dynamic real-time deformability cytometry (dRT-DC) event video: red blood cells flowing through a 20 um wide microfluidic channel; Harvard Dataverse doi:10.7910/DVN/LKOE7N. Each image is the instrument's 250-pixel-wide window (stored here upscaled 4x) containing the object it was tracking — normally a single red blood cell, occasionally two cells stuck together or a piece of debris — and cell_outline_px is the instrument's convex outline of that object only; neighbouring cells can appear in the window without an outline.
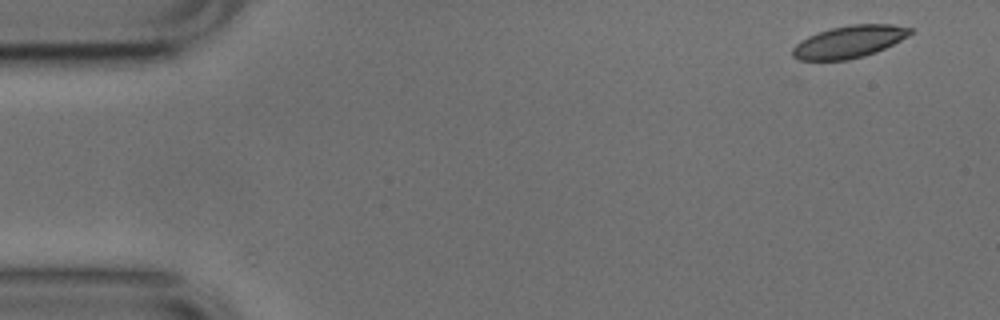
{"species": "common noctule bat (a hibernating species)", "species_latin": "Nyctalus noctula", "temperature_condition": "cold", "stored_images_in_passage": 51, "camera_frame_rate_fps": 3000, "um_per_image_px": 0.085, "animal": {"sex": "male", "body_mass_g": 17.9, "forearm_length_mm": 54.2}, "frame": {"image": 1, "passage_image": 1, "time_ms": 0.0, "image_size_px": [1000, 320], "cell_outline_px": [[912, 32], [908, 36], [876, 52], [864, 56], [848, 60], [800, 60], [792, 56], [792, 48], [800, 40], [808, 36], [832, 28], [852, 24], [892, 24], [912, 28]], "centroid_in_image_um": [72.16, 3.55], "position_along_channel_um": 12.8, "area_um2": 21.96}}
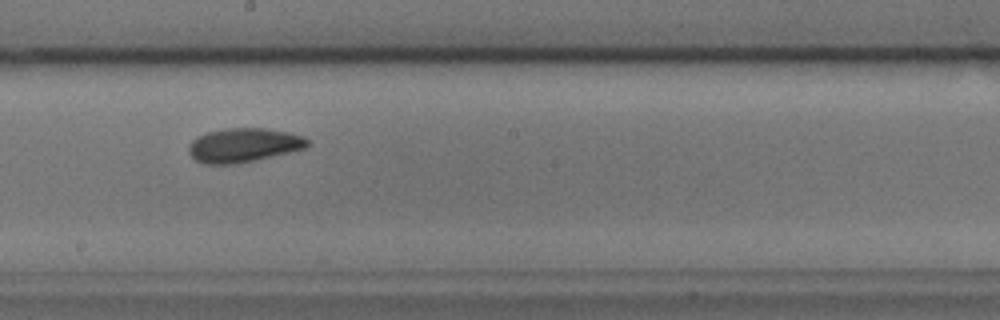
{"frame": {"image": 2, "passage_image": 27, "time_ms": 8.667, "image_size_px": [1000, 320], "cell_outline_px": [[312, 144], [308, 148], [256, 160], [236, 164], [204, 164], [196, 160], [188, 152], [188, 144], [196, 136], [208, 132], [228, 128], [264, 128], [288, 132], [304, 136]], "centroid_in_image_um": [20.73, 12.34], "position_along_channel_um": 227.5, "area_um2": 23.87}}
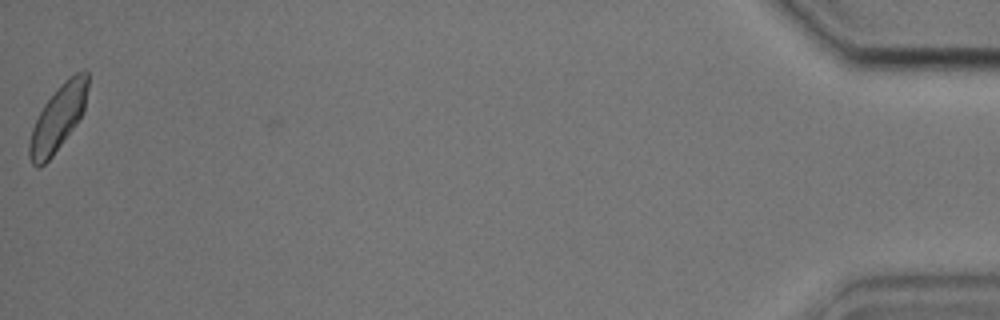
{"frame": {"image": 3, "passage_image": 51, "time_ms": 16.667, "image_size_px": [1000, 320], "cell_outline_px": [[88, 88], [84, 112], [76, 124], [52, 156], [40, 168], [36, 168], [32, 164], [28, 156], [28, 144], [32, 128], [44, 104], [60, 84], [64, 80], [76, 72], [84, 68], [88, 72]], "centroid_in_image_um": [4.94, 10.02], "position_along_channel_um": 430.3, "area_um2": 22.43}, "authors_computed_cell_mechanics": {"area_um2": 22.7732, "velocity_mm_per_s": 3.7468, "shape_relaxation_time_tau1_ms": 4.7886, "shape_relaxation_time_tau2_ms": 2.8518, "deformation_change_tau1": 0.1356, "deformation_change_tau2": 0.0762}}